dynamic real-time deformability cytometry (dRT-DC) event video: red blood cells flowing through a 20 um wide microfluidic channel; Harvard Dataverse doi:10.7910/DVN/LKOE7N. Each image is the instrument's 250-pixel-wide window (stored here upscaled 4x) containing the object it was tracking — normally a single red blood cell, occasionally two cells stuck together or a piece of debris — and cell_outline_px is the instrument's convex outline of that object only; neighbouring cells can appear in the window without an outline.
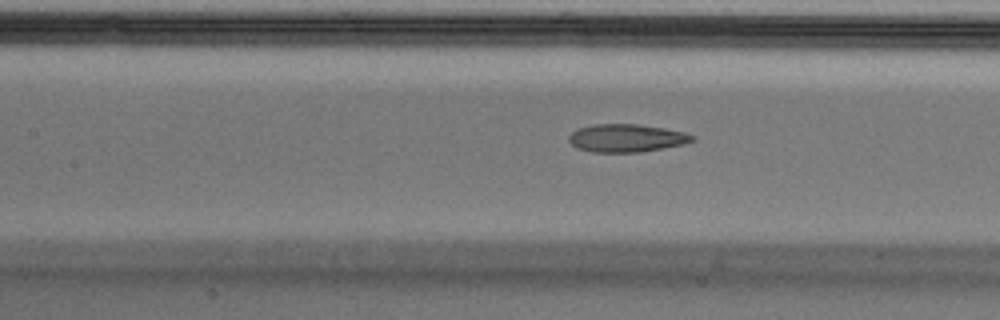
{"species": "Egyptian fruit bat (a non-hibernating species)", "species_latin": "Rousettus aegyptiacus", "temperature_condition": "cold", "stored_images_in_passage": 45, "camera_frame_rate_fps": 3000, "um_per_image_px": 0.085, "animal": {"sex": "male"}, "frame": {"image": 1, "passage_image": 15, "time_ms": 4.667, "image_size_px": [1000, 320], "cell_outline_px": [[696, 140], [684, 144], [640, 152], [592, 152], [576, 148], [568, 140], [568, 136], [572, 132], [580, 128], [592, 124], [636, 124], [664, 128], [684, 132], [696, 136]], "centroid_in_image_um": [53.26, 11.74], "position_along_channel_um": 154.1, "area_um2": 20.11}}
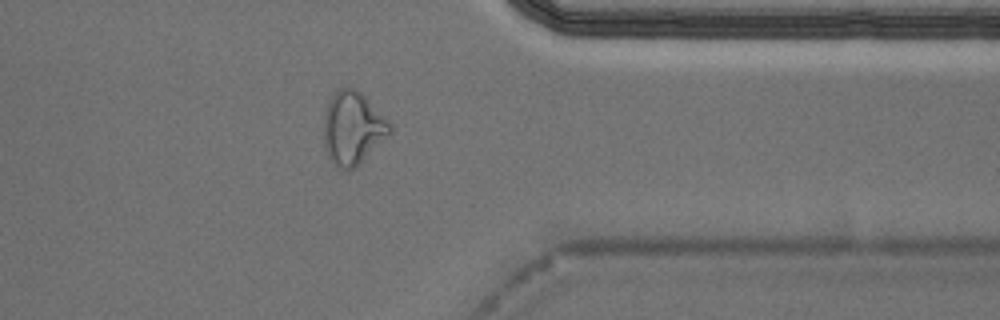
{"frame": {"image": 2, "passage_image": 34, "time_ms": 11.0, "image_size_px": [1000, 320], "cell_outline_px": [[392, 128], [388, 136], [360, 164], [344, 172], [328, 156], [324, 144], [324, 112], [328, 100], [340, 88], [348, 84], [360, 92], [392, 124]], "centroid_in_image_um": [29.97, 10.87], "position_along_channel_um": 381.4, "area_um2": 28.09}}
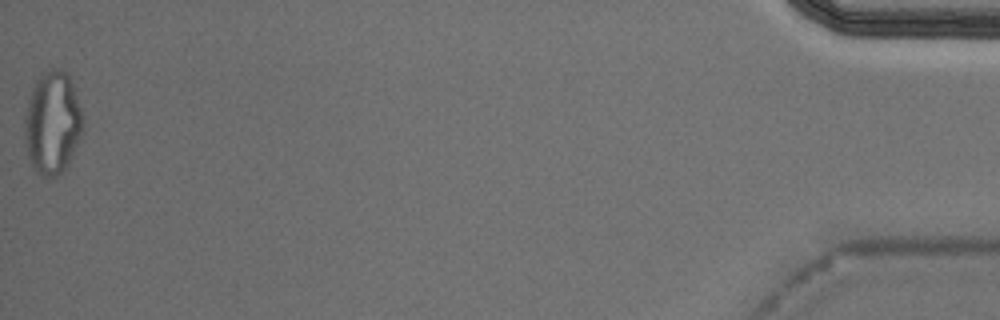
{"frame": {"image": 3, "passage_image": 45, "time_ms": 14.667, "image_size_px": [1000, 320], "cell_outline_px": [[84, 132], [68, 164], [56, 176], [40, 176], [36, 172], [28, 156], [24, 136], [24, 116], [28, 100], [32, 88], [36, 80], [44, 72], [52, 68], [60, 68], [68, 76], [72, 84], [84, 116]], "centroid_in_image_um": [4.47, 10.44], "position_along_channel_um": 430.7, "area_um2": 35.14}, "authors_computed_cell_mechanics": {"area_um2": 20.8658, "velocity_mm_per_s": 3.7366, "shape_relaxation_time_tau1_ms": null, "shape_relaxation_time_tau2_ms": 2.2714, "deformation_change_tau1": null, "deformation_change_tau2": 0.1146}}